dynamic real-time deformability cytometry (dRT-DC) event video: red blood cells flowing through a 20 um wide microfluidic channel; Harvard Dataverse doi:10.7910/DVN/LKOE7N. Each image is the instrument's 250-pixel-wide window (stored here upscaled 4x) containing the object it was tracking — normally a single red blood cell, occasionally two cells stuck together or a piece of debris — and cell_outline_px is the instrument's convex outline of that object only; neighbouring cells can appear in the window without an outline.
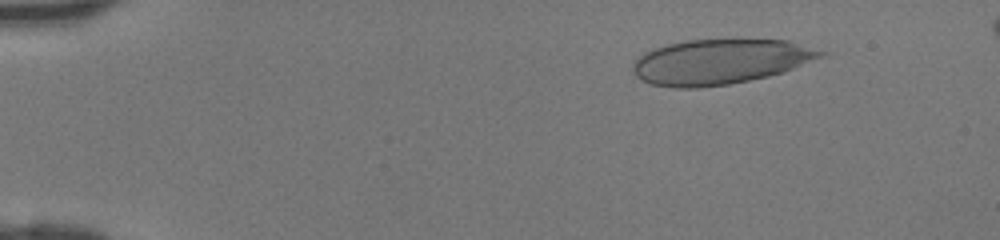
{"species": "human", "species_latin": "Homo sapiens", "temperature_condition": "room temperature", "stored_images_in_passage": 45, "camera_frame_rate_fps": 3000, "um_per_image_px": 0.085, "donor": {"sex": "female"}, "frame": {"image": 1, "passage_image": 6, "time_ms": 1.667, "image_size_px": [1000, 240], "cell_outline_px": [[828, 52], [820, 56], [784, 72], [768, 76], [728, 84], [696, 88], [676, 88], [652, 84], [636, 76], [632, 68], [632, 64], [644, 52], [668, 44], [684, 40], [788, 40]], "centroid_in_image_um": [61.18, 5.24], "position_along_channel_um": 23.8, "area_um2": 48.73}}
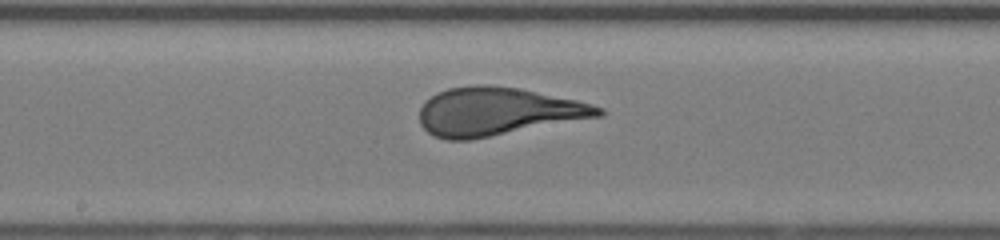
{"frame": {"image": 2, "passage_image": 25, "time_ms": 8.0, "image_size_px": [1000, 240], "cell_outline_px": [[604, 116], [472, 140], [448, 140], [436, 136], [428, 132], [420, 124], [420, 108], [432, 96], [448, 88], [476, 84], [484, 84], [520, 88], [576, 100], [592, 104], [604, 108]], "centroid_in_image_um": [42.33, 9.49], "position_along_channel_um": 205.9, "area_um2": 50.34}}
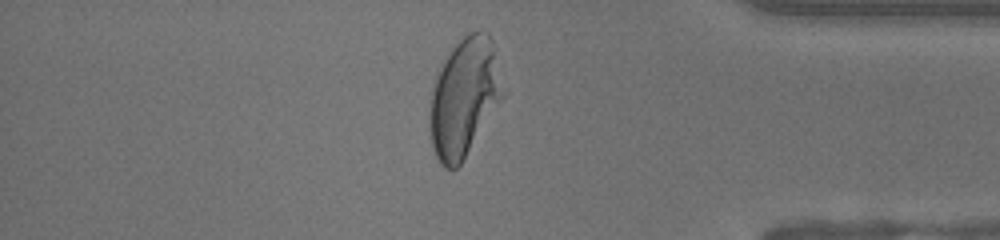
{"frame": {"image": 3, "passage_image": 39, "time_ms": 12.667, "image_size_px": [1000, 240], "cell_outline_px": [[508, 92], [460, 164], [452, 172], [444, 168], [440, 164], [432, 148], [428, 124], [428, 112], [432, 88], [436, 76], [440, 68], [452, 48], [468, 32], [488, 32], [492, 40]], "centroid_in_image_um": [39.48, 8.31], "position_along_channel_um": 395.7, "area_um2": 51.38}}